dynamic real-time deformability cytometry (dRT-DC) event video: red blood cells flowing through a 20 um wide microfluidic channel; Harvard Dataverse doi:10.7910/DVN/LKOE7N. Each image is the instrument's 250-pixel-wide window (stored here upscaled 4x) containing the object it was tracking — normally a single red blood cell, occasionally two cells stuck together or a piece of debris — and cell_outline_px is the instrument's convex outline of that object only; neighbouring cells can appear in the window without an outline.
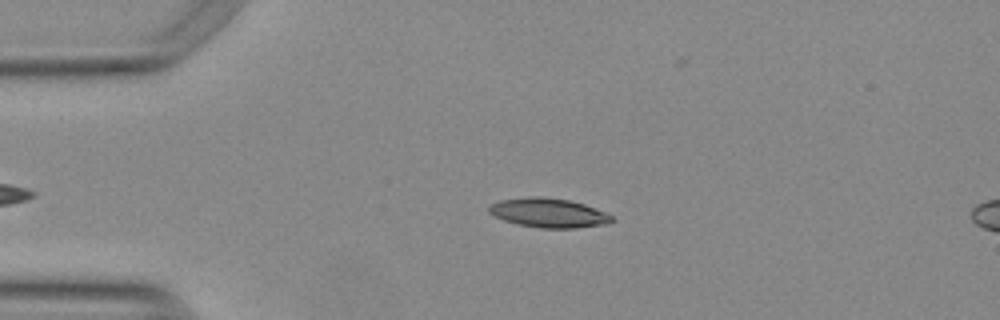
{"species": "Egyptian fruit bat (a non-hibernating species)", "species_latin": "Rousettus aegyptiacus", "temperature_condition": "warm", "stored_images_in_passage": 44, "camera_frame_rate_fps": 3000, "um_per_image_px": 0.085, "animal": {"sex": "female"}, "frame": {"image": 1, "passage_image": 11, "time_ms": 3.333, "image_size_px": [1000, 320], "cell_outline_px": [[616, 220], [608, 224], [576, 228], [540, 228], [516, 224], [504, 220], [488, 212], [488, 204], [500, 200], [528, 196], [544, 196], [568, 200], [584, 204], [604, 212], [612, 216]], "centroid_in_image_um": [46.61, 18.09], "position_along_channel_um": 38.4, "area_um2": 21.15}}
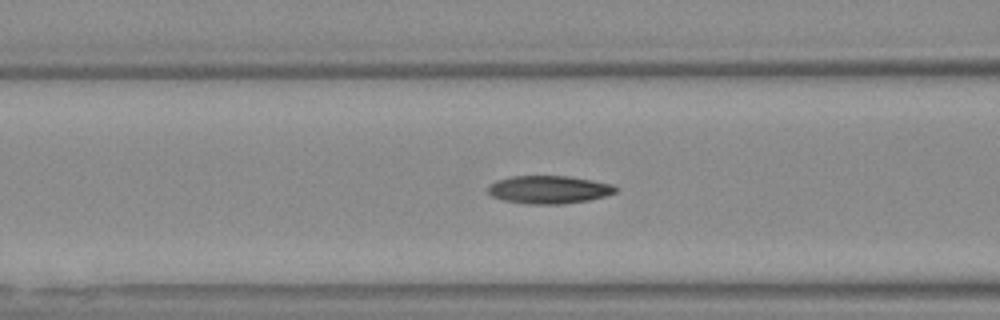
{"frame": {"image": 2, "passage_image": 20, "time_ms": 6.333, "image_size_px": [1000, 320], "cell_outline_px": [[616, 192], [604, 196], [588, 200], [564, 204], [524, 204], [504, 200], [492, 196], [488, 192], [488, 188], [496, 180], [512, 176], [568, 176], [592, 180], [612, 184], [616, 188]], "centroid_in_image_um": [46.65, 16.12], "position_along_channel_um": 120.0, "area_um2": 20.69}}
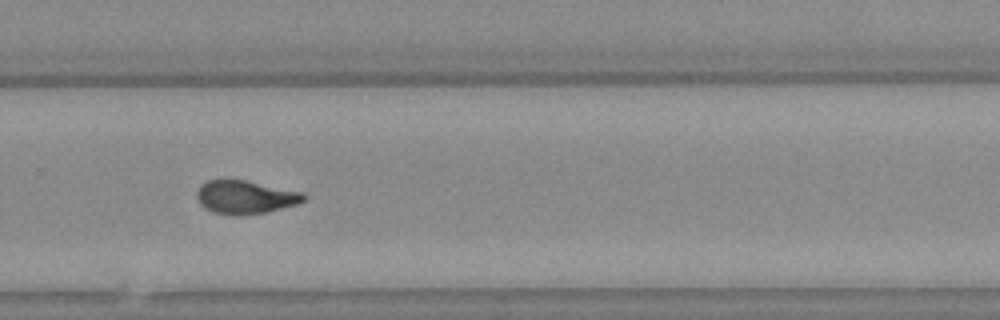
{"frame": {"image": 3, "passage_image": 35, "time_ms": 11.333, "image_size_px": [1000, 320], "cell_outline_px": [[304, 200], [296, 204], [264, 212], [212, 212], [204, 208], [200, 204], [196, 196], [196, 192], [200, 184], [208, 180], [244, 180], [304, 192]], "centroid_in_image_um": [20.82, 16.7], "position_along_channel_um": 309.0, "area_um2": 19.88}, "authors_computed_cell_mechanics": {"area_um2": 20.519, "velocity_mm_per_s": 3.7894, "shape_relaxation_time_tau1_ms": 3.8953, "shape_relaxation_time_tau2_ms": 1.9377, "deformation_change_tau1": 0.1824, "deformation_change_tau2": 0.0944}}